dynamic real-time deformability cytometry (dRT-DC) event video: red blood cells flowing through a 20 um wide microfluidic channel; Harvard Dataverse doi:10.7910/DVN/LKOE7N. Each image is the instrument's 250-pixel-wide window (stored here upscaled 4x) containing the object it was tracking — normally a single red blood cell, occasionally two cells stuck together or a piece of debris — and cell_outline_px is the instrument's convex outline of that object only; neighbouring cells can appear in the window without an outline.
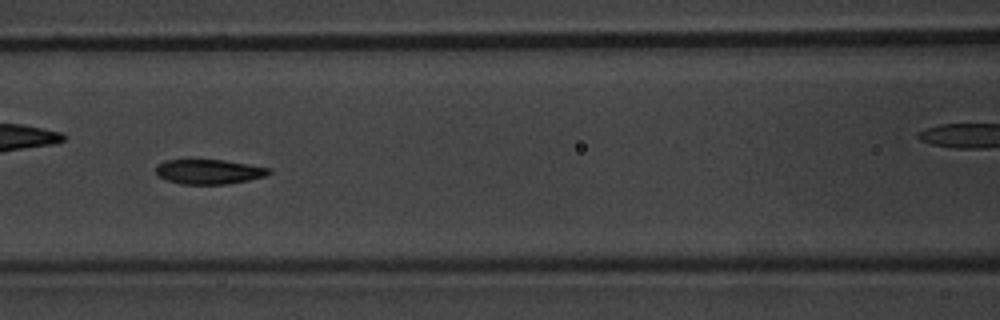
{"species": "common noctule bat (a hibernating species)", "species_latin": "Nyctalus noctula", "temperature_condition": "warm", "stored_images_in_passage": 53, "camera_frame_rate_fps": 3000, "um_per_image_px": 0.085, "animal": {"sex": "male", "body_mass_g": 20.1, "forearm_length_mm": 53.5}, "frame": {"image": 1, "passage_image": 24, "time_ms": 7.667, "image_size_px": [1000, 320], "cell_outline_px": [[272, 172], [264, 176], [248, 180], [228, 184], [184, 184], [164, 180], [156, 176], [156, 164], [164, 160], [224, 160], [272, 168]], "centroid_in_image_um": [17.73, 14.59], "position_along_channel_um": 148.9, "area_um2": 16.42}}
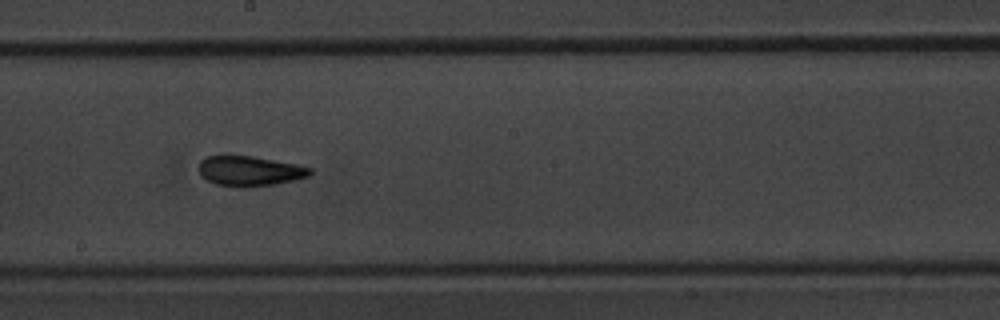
{"frame": {"image": 2, "passage_image": 30, "time_ms": 9.667, "image_size_px": [1000, 320], "cell_outline_px": [[312, 172], [308, 176], [296, 180], [272, 184], [244, 188], [240, 188], [216, 184], [204, 180], [200, 176], [200, 160], [204, 156], [228, 152], [252, 156], [296, 164], [312, 168]], "centroid_in_image_um": [21.13, 14.5], "position_along_channel_um": 227.1, "area_um2": 20.23}}
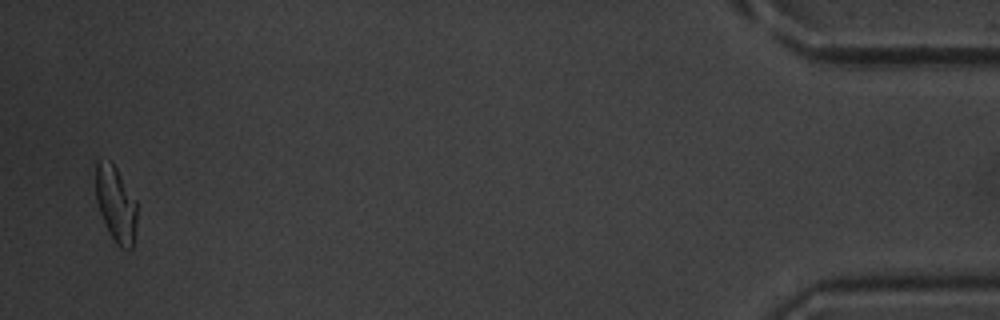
{"frame": {"image": 3, "passage_image": 52, "time_ms": 17.0, "image_size_px": [1000, 320], "cell_outline_px": [[136, 224], [132, 248], [120, 248], [116, 244], [100, 212], [96, 200], [96, 164], [100, 160], [112, 160], [136, 200]], "centroid_in_image_um": [9.85, 17.3], "position_along_channel_um": 425.3, "area_um2": 17.98}, "authors_computed_cell_mechanics": {"area_um2": 17.629, "velocity_mm_per_s": 3.8107, "shape_relaxation_time_tau1_ms": 4.4255, "shape_relaxation_time_tau2_ms": 2.3389, "deformation_change_tau1": 0.1604, "deformation_change_tau2": 0.101}}